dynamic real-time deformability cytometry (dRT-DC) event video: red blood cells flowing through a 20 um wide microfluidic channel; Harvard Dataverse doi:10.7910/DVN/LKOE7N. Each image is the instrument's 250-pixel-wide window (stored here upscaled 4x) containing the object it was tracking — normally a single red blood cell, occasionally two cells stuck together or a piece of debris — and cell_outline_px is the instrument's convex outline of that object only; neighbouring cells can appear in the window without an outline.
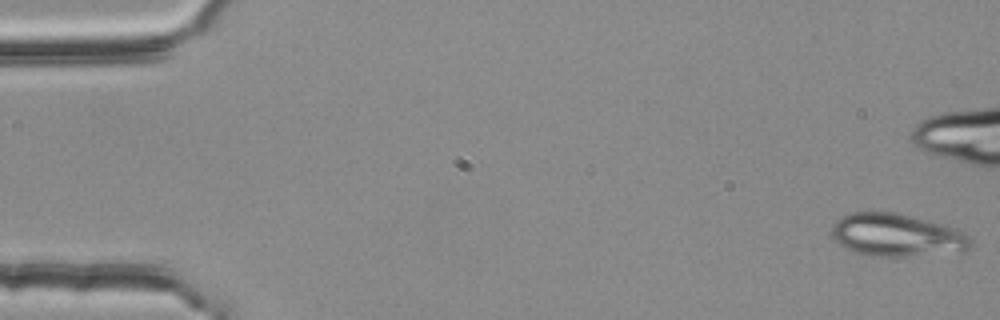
{"species": "common noctule bat (a hibernating species)", "species_latin": "Nyctalus noctula", "temperature_condition": "room temperature", "stored_images_in_passage": 55, "camera_frame_rate_fps": 3000, "um_per_image_px": 0.085, "animal": {"sex": "female", "body_mass_g": 25.1}, "frame": {"image": 1, "passage_image": 1, "time_ms": 0.0, "image_size_px": [1000, 320], "cell_outline_px": [[972, 248], [964, 252], [908, 256], [872, 256], [856, 252], [844, 248], [832, 236], [832, 224], [840, 216], [852, 212], [896, 212], [944, 224], [956, 228], [964, 232], [972, 240]], "centroid_in_image_um": [76.27, 19.98], "position_along_channel_um": 8.7, "area_um2": 35.03}}
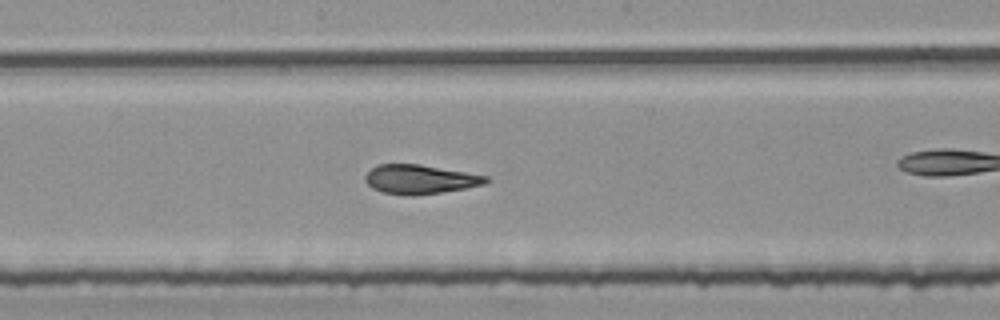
{"frame": {"image": 2, "passage_image": 29, "time_ms": 9.333, "image_size_px": [1000, 320], "cell_outline_px": [[488, 180], [484, 184], [464, 188], [440, 192], [412, 196], [408, 196], [380, 192], [372, 188], [364, 180], [364, 176], [376, 164], [420, 164], [488, 176]], "centroid_in_image_um": [35.64, 15.24], "position_along_channel_um": 212.6, "area_um2": 20.46}}
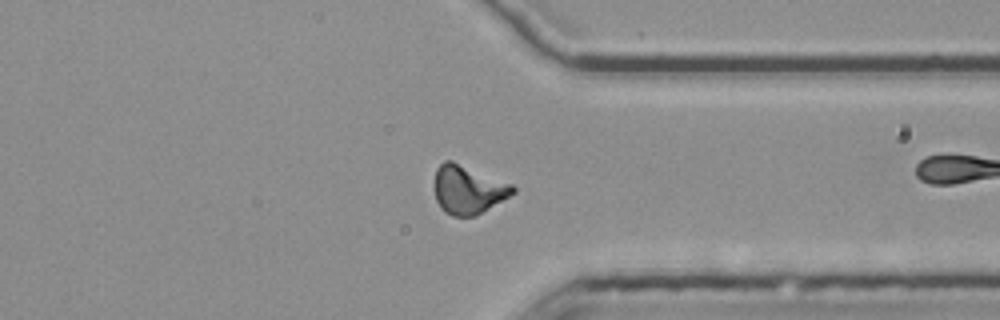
{"frame": {"image": 3, "passage_image": 42, "time_ms": 13.667, "image_size_px": [1000, 320], "cell_outline_px": [[516, 192], [476, 216], [452, 216], [444, 212], [440, 208], [436, 200], [436, 168], [444, 160], [452, 160], [512, 184], [516, 188]], "centroid_in_image_um": [39.79, 16.12], "position_along_channel_um": 371.6, "area_um2": 22.08}, "authors_computed_cell_mechanics": {"area_um2": 21.0392, "velocity_mm_per_s": 3.7414, "shape_relaxation_time_tau1_ms": null, "shape_relaxation_time_tau2_ms": 2.0434, "deformation_change_tau1": null, "deformation_change_tau2": 0.0822}}